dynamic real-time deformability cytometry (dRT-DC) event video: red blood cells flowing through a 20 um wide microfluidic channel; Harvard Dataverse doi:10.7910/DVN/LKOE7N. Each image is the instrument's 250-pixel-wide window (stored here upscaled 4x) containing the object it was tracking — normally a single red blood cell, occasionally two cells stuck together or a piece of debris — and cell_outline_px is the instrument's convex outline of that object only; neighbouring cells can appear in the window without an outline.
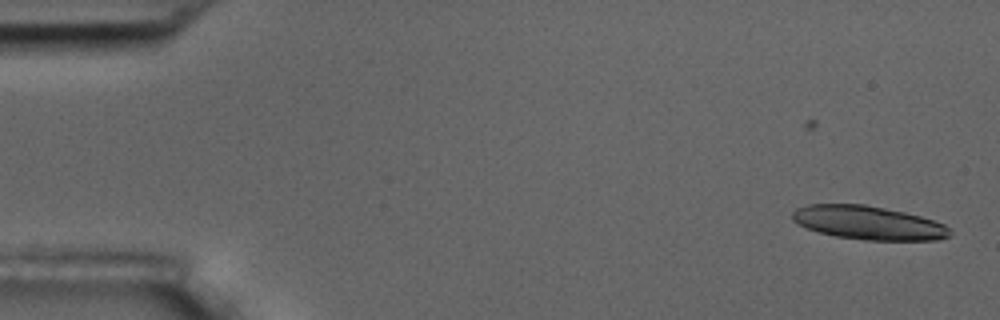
{"species": "common noctule bat (a hibernating species)", "species_latin": "Nyctalus noctula", "temperature_condition": "room temperature", "stored_images_in_passage": 10, "camera_frame_rate_fps": 3000, "um_per_image_px": 0.085, "animal": {"sex": "male", "body_mass_g": 17.5, "forearm_length_mm": 52.3}, "frame": {"image": 1, "passage_image": 2, "time_ms": 1.333, "image_size_px": [1000, 320], "cell_outline_px": [[952, 232], [948, 236], [936, 240], [864, 240], [836, 236], [820, 232], [796, 224], [792, 220], [792, 212], [796, 208], [808, 204], [864, 204], [904, 212], [920, 216], [944, 224]], "centroid_in_image_um": [73.77, 18.93], "position_along_channel_um": 11.2, "area_um2": 30.75}}
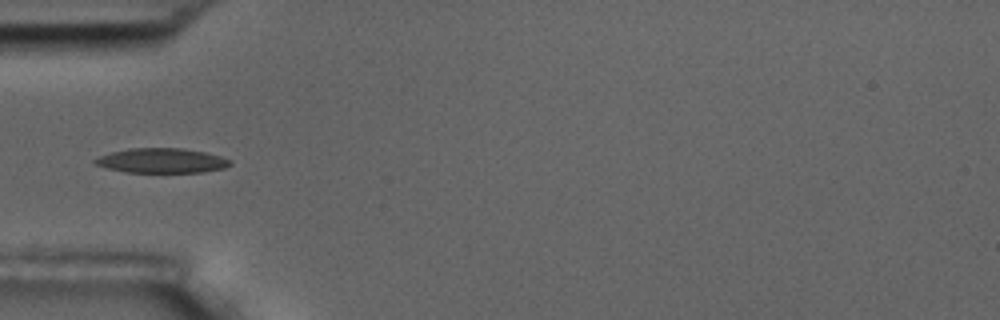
{"frame": {"image": 2, "passage_image": 7, "time_ms": 7.0, "image_size_px": [1000, 320], "cell_outline_px": [[232, 164], [224, 168], [204, 172], [124, 172], [108, 168], [96, 164], [92, 160], [100, 156], [112, 152], [132, 148], [184, 148], [204, 152], [220, 156], [232, 160]], "centroid_in_image_um": [13.78, 13.65], "position_along_channel_um": 71.2, "area_um2": 19.36}}
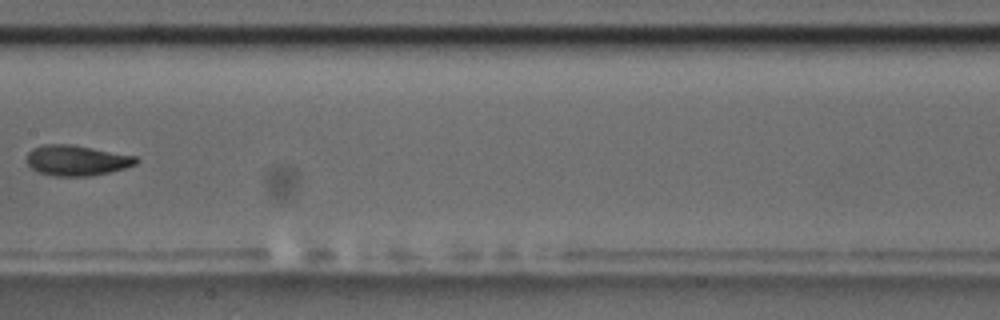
{"frame": {"image": 3, "passage_image": 10, "time_ms": 10.667, "image_size_px": [1000, 320], "cell_outline_px": [[140, 160], [136, 164], [124, 168], [108, 172], [88, 176], [52, 176], [40, 172], [32, 168], [28, 164], [28, 152], [32, 148], [44, 144], [72, 144], [136, 156]], "centroid_in_image_um": [6.52, 13.62], "position_along_channel_um": 200.9, "area_um2": 19.31}}